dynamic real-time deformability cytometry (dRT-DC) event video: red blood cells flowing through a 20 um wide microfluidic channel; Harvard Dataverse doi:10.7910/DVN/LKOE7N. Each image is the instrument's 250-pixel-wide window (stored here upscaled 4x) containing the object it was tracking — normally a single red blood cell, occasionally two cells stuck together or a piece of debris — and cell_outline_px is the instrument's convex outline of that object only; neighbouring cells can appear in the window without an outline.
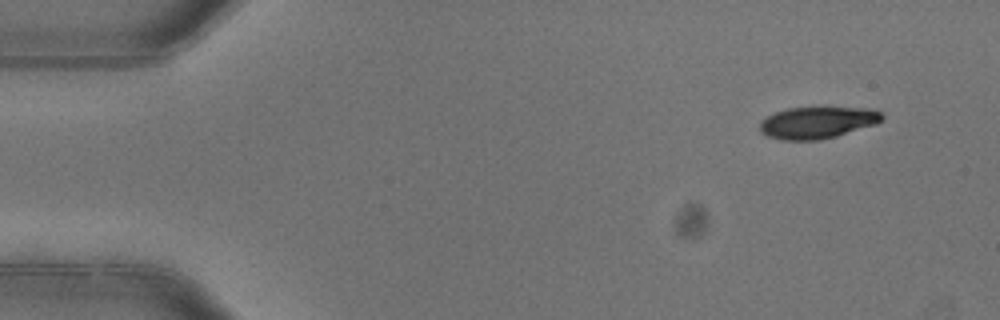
{"species": "common noctule bat (a hibernating species)", "species_latin": "Nyctalus noctula", "temperature_condition": "warm", "stored_images_in_passage": 4, "camera_frame_rate_fps": 3000, "um_per_image_px": 0.085, "animal": {"sex": "female"}, "frame": {"image": 1, "passage_image": 1, "time_ms": 0.0, "image_size_px": [1000, 320], "cell_outline_px": [[884, 116], [876, 124], [836, 136], [820, 140], [780, 140], [768, 136], [760, 132], [760, 124], [768, 116], [776, 112], [788, 108], [820, 104], [868, 108], [880, 112]], "centroid_in_image_um": [69.5, 10.36], "position_along_channel_um": 15.5, "area_um2": 23.47}}
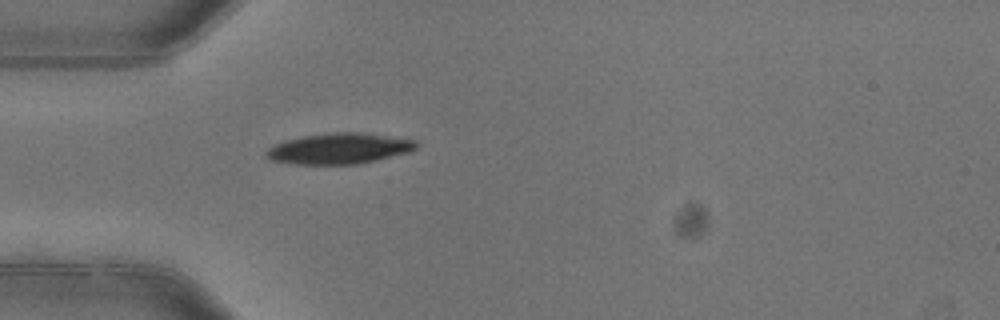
{"frame": {"image": 2, "passage_image": 4, "time_ms": 1.0, "image_size_px": [1000, 320], "cell_outline_px": [[420, 144], [416, 148], [408, 152], [360, 164], [296, 164], [272, 160], [264, 156], [264, 152], [268, 148], [284, 140], [304, 136], [328, 132], [360, 132], [420, 140]], "centroid_in_image_um": [28.86, 12.62], "position_along_channel_um": 56.1, "area_um2": 27.11}}